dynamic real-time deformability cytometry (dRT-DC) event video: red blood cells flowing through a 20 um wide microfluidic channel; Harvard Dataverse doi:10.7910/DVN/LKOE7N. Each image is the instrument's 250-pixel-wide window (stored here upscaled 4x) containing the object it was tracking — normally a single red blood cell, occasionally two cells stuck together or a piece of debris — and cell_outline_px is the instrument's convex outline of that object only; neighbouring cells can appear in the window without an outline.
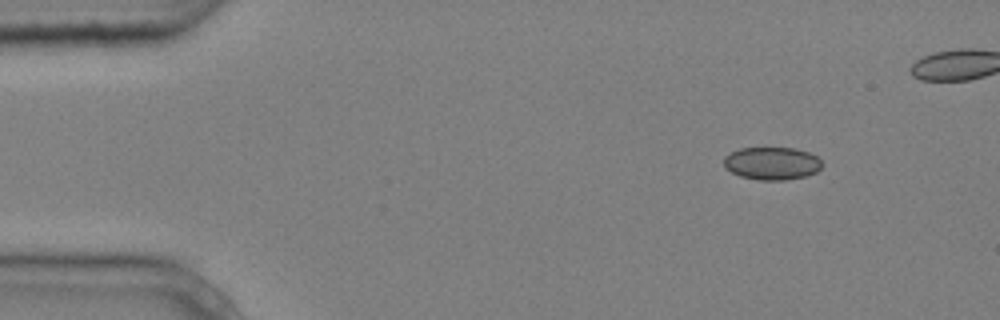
{"species": "common noctule bat (a hibernating species)", "species_latin": "Nyctalus noctula", "temperature_condition": "cold", "stored_images_in_passage": 5, "segment_of_instrument_passage": [1, 2], "camera_frame_rate_fps": 3000, "um_per_image_px": 0.085, "animal": {"sex": "male", "body_mass_g": 20.4}, "frame": {"image": 1, "passage_image": 1, "time_ms": 0.0, "image_size_px": [1000, 320], "cell_outline_px": [[824, 164], [816, 172], [804, 176], [784, 180], [756, 180], [740, 176], [724, 168], [724, 156], [740, 148], [796, 148], [808, 152], [816, 156]], "centroid_in_image_um": [65.6, 13.89], "position_along_channel_um": 19.4, "area_um2": 18.79}}
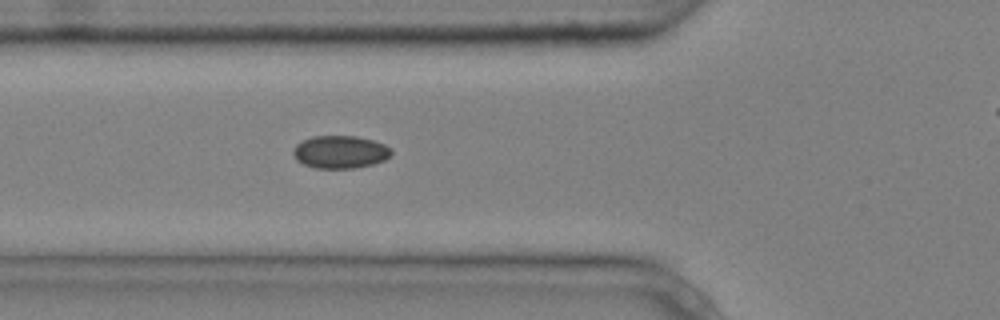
{"frame": {"image": 2, "passage_image": 4, "time_ms": 1.0, "image_size_px": [1000, 320], "cell_outline_px": [[392, 152], [384, 160], [372, 164], [352, 168], [316, 168], [304, 164], [296, 160], [292, 152], [292, 148], [296, 144], [312, 136], [356, 136], [372, 140], [384, 144], [392, 148]], "centroid_in_image_um": [28.89, 12.91], "position_along_channel_um": 96.9, "area_um2": 18.67}}